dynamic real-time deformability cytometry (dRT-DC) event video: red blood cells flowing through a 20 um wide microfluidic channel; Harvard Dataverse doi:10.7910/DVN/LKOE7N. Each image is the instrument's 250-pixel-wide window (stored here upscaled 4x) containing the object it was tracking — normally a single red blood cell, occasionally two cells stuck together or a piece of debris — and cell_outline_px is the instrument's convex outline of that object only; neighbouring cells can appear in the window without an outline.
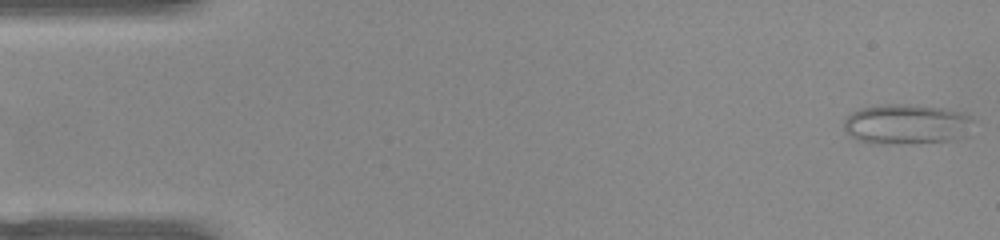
{"species": "common noctule bat (a hibernating species)", "species_latin": "Nyctalus noctula", "temperature_condition": "warm", "stored_images_in_passage": 51, "camera_frame_rate_fps": 3000, "um_per_image_px": 0.085, "animal": {"sex": "female", "body_mass_g": 22.0, "forearm_length_mm": 56.7}, "frame": {"image": 1, "passage_image": 1, "time_ms": 0.0, "image_size_px": [1000, 240], "cell_outline_px": [[972, 120], [968, 136], [948, 140], [916, 144], [876, 144], [856, 140], [848, 136], [844, 132], [844, 120], [852, 112], [860, 108], [876, 104], [912, 104], [944, 108], [960, 112], [968, 116]], "centroid_in_image_um": [77.0, 10.57], "position_along_channel_um": 8.0, "area_um2": 30.87}}
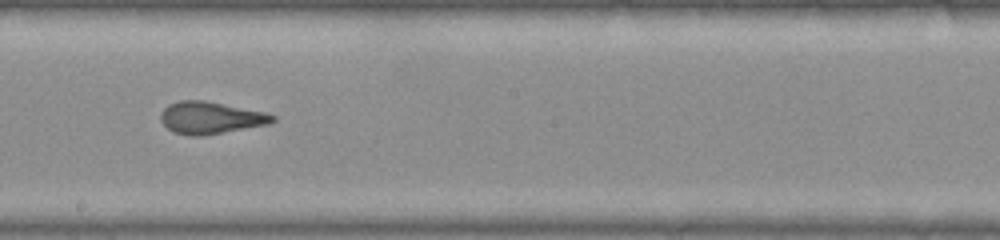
{"frame": {"image": 2, "passage_image": 28, "time_ms": 9.0, "image_size_px": [1000, 240], "cell_outline_px": [[276, 120], [268, 124], [224, 132], [200, 136], [188, 136], [172, 132], [160, 120], [160, 112], [168, 104], [180, 100], [204, 100], [264, 112], [276, 116]], "centroid_in_image_um": [17.86, 10.01], "position_along_channel_um": 230.3, "area_um2": 20.92}}
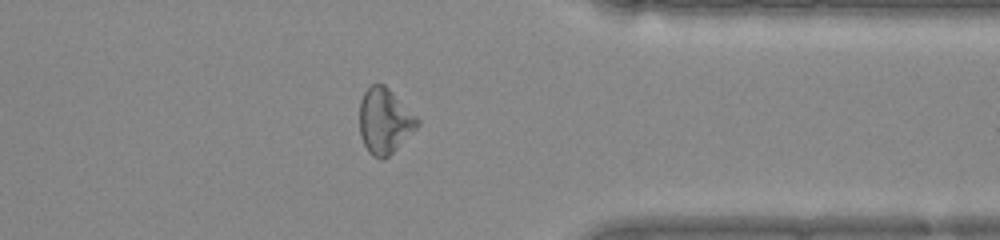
{"frame": {"image": 3, "passage_image": 40, "time_ms": 13.0, "image_size_px": [1000, 240], "cell_outline_px": [[420, 124], [384, 160], [380, 160], [372, 156], [368, 152], [360, 136], [360, 100], [364, 92], [372, 84], [384, 84], [420, 120]], "centroid_in_image_um": [32.67, 10.3], "position_along_channel_um": 378.7, "area_um2": 21.79}, "authors_computed_cell_mechanics": {"area_um2": 22.3108, "velocity_mm_per_s": 3.9541, "shape_relaxation_time_tau1_ms": null, "shape_relaxation_time_tau2_ms": 1.1184, "deformation_change_tau1": null, "deformation_change_tau2": 0.0834}}